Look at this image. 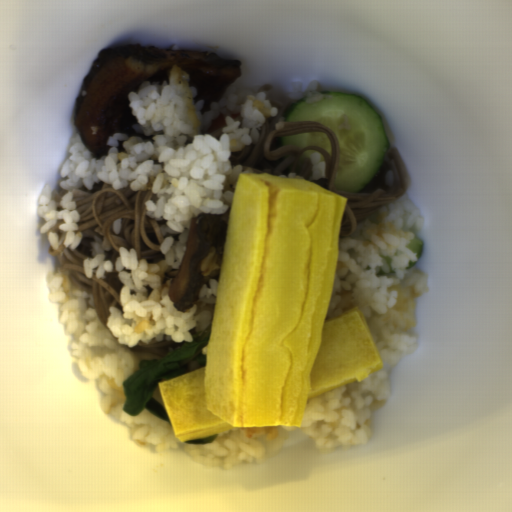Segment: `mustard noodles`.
<instances>
[{
  "label": "mustard noodles",
  "instance_id": "mustard-noodles-1",
  "mask_svg": "<svg viewBox=\"0 0 512 512\" xmlns=\"http://www.w3.org/2000/svg\"><path fill=\"white\" fill-rule=\"evenodd\" d=\"M153 192L147 190L133 191L132 188L114 189L104 184L94 194L83 200L75 201L80 214L78 231H86L92 227L100 236L89 241L90 256L77 249L58 247L56 250L49 245L51 257H57L70 281L92 295L93 306L106 327L110 307L123 311L120 293L123 283L119 279L116 268L106 272L105 278L96 276L97 266L92 270L91 279L87 278L83 260L92 259L97 254L105 255V260L114 261L119 257V248L124 246L129 252L136 250L138 259L145 260L165 258L161 251L164 243L160 225L150 217H146L147 207L144 202L151 199Z\"/></svg>",
  "mask_w": 512,
  "mask_h": 512
},
{
  "label": "mustard noodles",
  "instance_id": "mustard-noodles-2",
  "mask_svg": "<svg viewBox=\"0 0 512 512\" xmlns=\"http://www.w3.org/2000/svg\"><path fill=\"white\" fill-rule=\"evenodd\" d=\"M271 103L277 107L278 115L261 128L257 143L231 152V164L257 167V161L261 158L272 160L283 157L270 174L280 177L290 164L288 173H294L300 156L307 159L311 167V179L317 181L326 178L328 190L347 197L339 237L352 235L357 223L372 217L379 208L393 203L410 189L413 183L410 169L402 153L393 146L389 147L383 158L382 169L368 185L359 192L340 191L335 186V177L341 160V144L335 132L318 121H284L286 118L282 113L287 106L273 99ZM314 131L327 133L332 147L331 157L319 146H309L302 151L298 146L275 147V137Z\"/></svg>",
  "mask_w": 512,
  "mask_h": 512
}]
</instances>
